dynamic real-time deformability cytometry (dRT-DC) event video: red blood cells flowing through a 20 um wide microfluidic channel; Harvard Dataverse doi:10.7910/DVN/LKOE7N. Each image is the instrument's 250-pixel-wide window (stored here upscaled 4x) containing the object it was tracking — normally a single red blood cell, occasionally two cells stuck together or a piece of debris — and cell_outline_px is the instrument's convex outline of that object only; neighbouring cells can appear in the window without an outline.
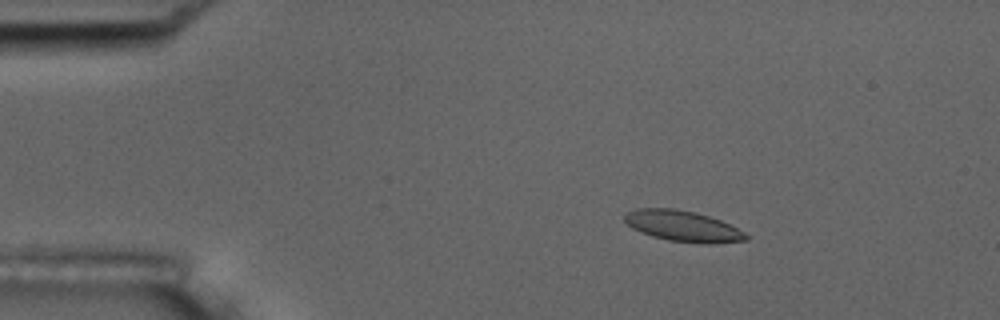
{"species": "common noctule bat (a hibernating species)", "species_latin": "Nyctalus noctula", "temperature_condition": "room temperature", "stored_images_in_passage": 3, "camera_frame_rate_fps": 3000, "um_per_image_px": 0.085, "animal": {"sex": "male", "body_mass_g": 17.5, "forearm_length_mm": 52.3}, "frame": {"image": 1, "passage_image": 2, "time_ms": 1.333, "image_size_px": [1000, 320], "cell_outline_px": [[752, 236], [748, 240], [712, 244], [704, 244], [668, 240], [652, 236], [632, 228], [624, 220], [624, 216], [628, 212], [636, 208], [672, 208], [696, 212], [720, 220]], "centroid_in_image_um": [58.07, 19.23], "position_along_channel_um": 26.9, "area_um2": 21.85}}